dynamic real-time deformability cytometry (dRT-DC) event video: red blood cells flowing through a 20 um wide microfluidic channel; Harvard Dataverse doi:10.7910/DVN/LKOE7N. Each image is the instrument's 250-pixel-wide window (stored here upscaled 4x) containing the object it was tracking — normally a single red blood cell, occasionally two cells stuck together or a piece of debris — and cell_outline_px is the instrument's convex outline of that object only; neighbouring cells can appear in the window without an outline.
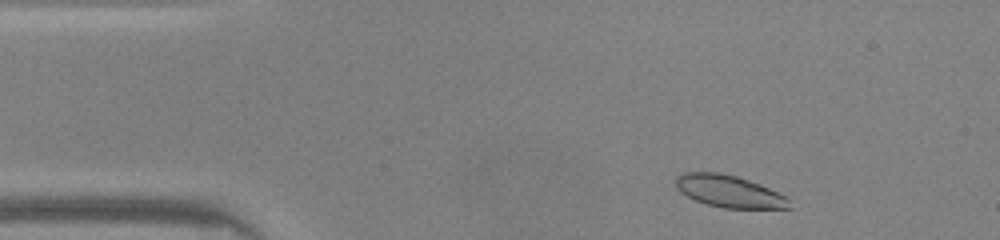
{"species": "common noctule bat (a hibernating species)", "species_latin": "Nyctalus noctula", "temperature_condition": "warm", "stored_images_in_passage": 44, "camera_frame_rate_fps": 3000, "um_per_image_px": 0.085, "animal": {"sex": "male", "body_mass_g": 20.0, "forearm_length_mm": 53.3}, "frame": {"image": 1, "passage_image": 3, "time_ms": 0.667, "image_size_px": [1000, 240], "cell_outline_px": [[792, 208], [724, 208], [708, 204], [696, 200], [680, 192], [676, 188], [676, 176], [684, 172], [720, 172], [736, 176], [748, 180], [768, 188], [784, 196], [788, 200]], "centroid_in_image_um": [61.93, 16.25], "position_along_channel_um": 23.1, "area_um2": 20.92}}
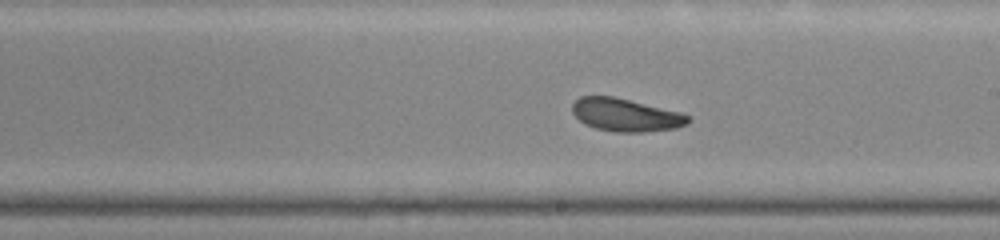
{"frame": {"image": 2, "passage_image": 23, "time_ms": 7.333, "image_size_px": [1000, 240], "cell_outline_px": [[692, 120], [688, 124], [676, 128], [644, 132], [616, 132], [596, 128], [580, 120], [572, 112], [572, 104], [580, 96], [612, 96], [680, 112], [688, 116]], "centroid_in_image_um": [53.2, 9.77], "position_along_channel_um": 235.8, "area_um2": 21.96}}
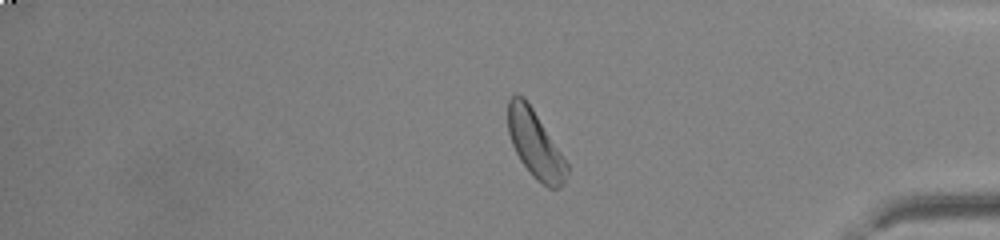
{"frame": {"image": 3, "passage_image": 36, "time_ms": 11.667, "image_size_px": [1000, 240], "cell_outline_px": [[568, 172], [560, 188], [548, 188], [536, 180], [532, 176], [520, 160], [512, 144], [508, 132], [508, 100], [516, 92], [524, 96], [532, 108], [568, 164]], "centroid_in_image_um": [45.47, 12.26], "position_along_channel_um": 389.7, "area_um2": 22.89}, "authors_computed_cell_mechanics": {"area_um2": 22.6576, "velocity_mm_per_s": 4.1883, "shape_relaxation_time_tau1_ms": 2.509, "shape_relaxation_time_tau2_ms": 2.8932, "deformation_change_tau1": 0.1093, "deformation_change_tau2": 0.0907}}